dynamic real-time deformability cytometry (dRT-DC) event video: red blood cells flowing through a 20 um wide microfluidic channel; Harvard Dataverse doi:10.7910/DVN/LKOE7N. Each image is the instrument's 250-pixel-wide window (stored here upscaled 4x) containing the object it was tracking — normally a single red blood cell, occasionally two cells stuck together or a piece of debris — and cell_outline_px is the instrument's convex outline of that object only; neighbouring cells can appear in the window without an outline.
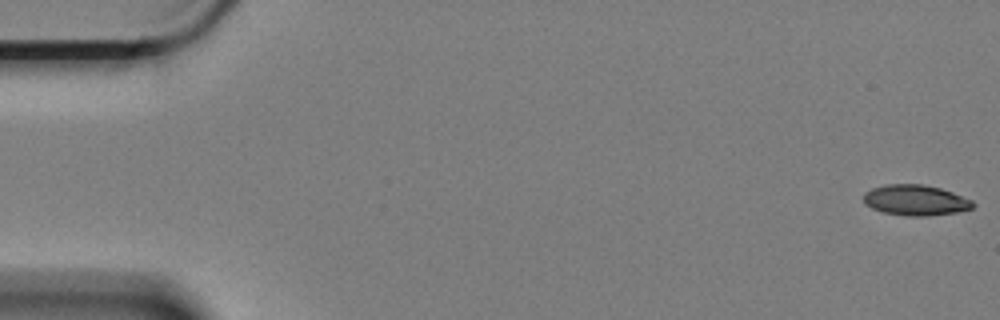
{"species": "Egyptian fruit bat (a non-hibernating species)", "species_latin": "Rousettus aegyptiacus", "temperature_condition": "cold", "stored_images_in_passage": 60, "camera_frame_rate_fps": 3000, "um_per_image_px": 0.085, "animal": {"sex": "female"}, "frame": {"image": 1, "passage_image": 1, "time_ms": 0.0, "image_size_px": [1000, 320], "cell_outline_px": [[976, 204], [972, 208], [956, 212], [928, 216], [908, 216], [884, 212], [872, 208], [864, 204], [864, 192], [872, 188], [884, 184], [920, 184], [940, 188], [952, 192], [972, 200]], "centroid_in_image_um": [77.81, 17.01], "position_along_channel_um": 7.2, "area_um2": 19.48}}
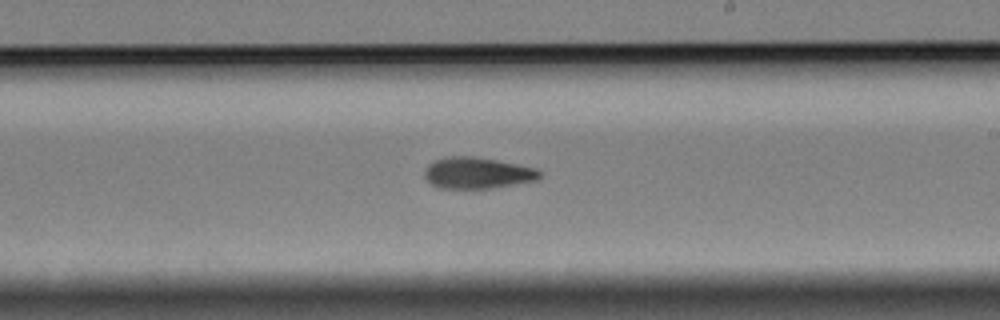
{"frame": {"image": 2, "passage_image": 35, "time_ms": 11.333, "image_size_px": [1000, 320], "cell_outline_px": [[544, 172], [536, 180], [488, 188], [440, 188], [432, 184], [424, 176], [424, 172], [428, 164], [436, 160], [448, 156], [472, 156], [496, 160], [536, 168]], "centroid_in_image_um": [40.57, 14.69], "position_along_channel_um": 248.4, "area_um2": 20.75}}
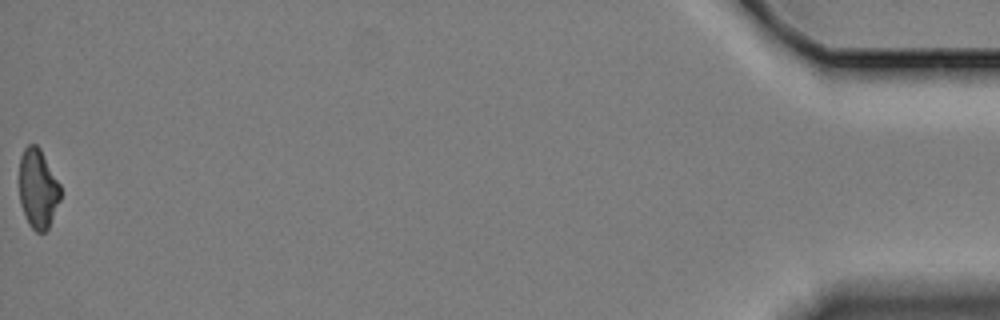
{"frame": {"image": 3, "passage_image": 60, "time_ms": 19.667, "image_size_px": [1000, 320], "cell_outline_px": [[60, 200], [48, 228], [44, 232], [36, 232], [28, 224], [20, 204], [20, 156], [24, 148], [28, 144], [36, 144], [40, 148], [60, 184]], "centroid_in_image_um": [3.22, 16.03], "position_along_channel_um": 432.0, "area_um2": 19.02}, "authors_computed_cell_mechanics": {"area_um2": 20.6635, "velocity_mm_per_s": 3.3538, "shape_relaxation_time_tau1_ms": 9.5149, "shape_relaxation_time_tau2_ms": 10.2916, "deformation_change_tau1": 0.1835, "deformation_change_tau2": 0.1642}}